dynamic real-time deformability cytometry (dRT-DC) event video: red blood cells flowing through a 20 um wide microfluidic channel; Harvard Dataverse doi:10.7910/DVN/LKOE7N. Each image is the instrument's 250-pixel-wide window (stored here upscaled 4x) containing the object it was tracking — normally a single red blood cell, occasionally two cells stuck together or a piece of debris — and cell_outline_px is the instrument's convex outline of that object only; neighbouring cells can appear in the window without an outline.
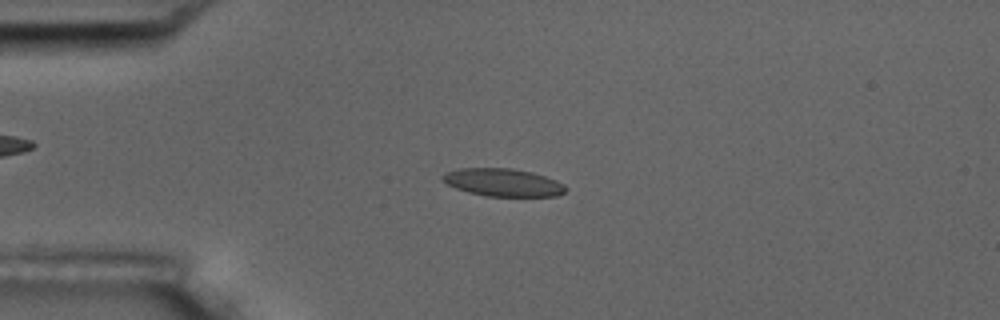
{"species": "common noctule bat (a hibernating species)", "species_latin": "Nyctalus noctula", "temperature_condition": "room temperature", "stored_images_in_passage": 4, "camera_frame_rate_fps": 3000, "um_per_image_px": 0.085, "animal": {"sex": "male", "body_mass_g": 17.5, "forearm_length_mm": 52.3}, "frame": {"image": 1, "passage_image": 3, "time_ms": 2.333, "image_size_px": [1000, 320], "cell_outline_px": [[568, 188], [564, 192], [556, 196], [488, 196], [468, 192], [456, 188], [440, 180], [440, 176], [444, 172], [460, 168], [512, 168], [532, 172], [556, 180], [564, 184]], "centroid_in_image_um": [42.73, 15.5], "position_along_channel_um": 42.3, "area_um2": 20.0}}